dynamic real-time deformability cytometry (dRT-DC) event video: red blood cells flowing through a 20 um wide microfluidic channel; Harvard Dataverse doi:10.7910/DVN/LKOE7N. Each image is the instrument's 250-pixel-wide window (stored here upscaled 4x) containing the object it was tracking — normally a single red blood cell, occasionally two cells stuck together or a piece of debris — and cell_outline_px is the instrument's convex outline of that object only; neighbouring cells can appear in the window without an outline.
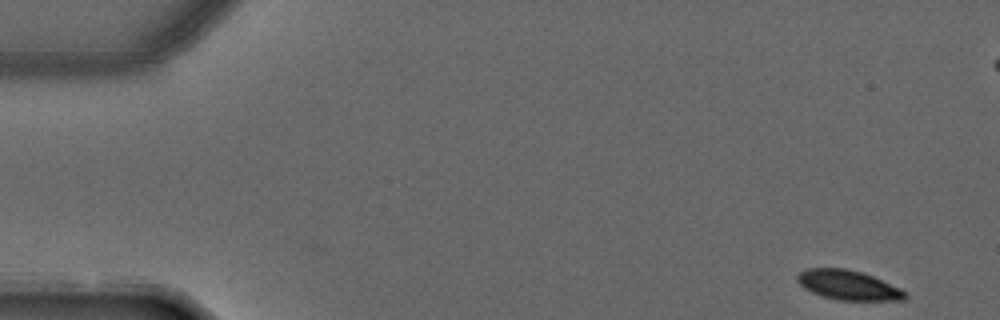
{"species": "common noctule bat (a hibernating species)", "species_latin": "Nyctalus noctula", "temperature_condition": "warm", "stored_images_in_passage": 5, "camera_frame_rate_fps": 3000, "um_per_image_px": 0.085, "animal": {"sex": "male", "forearm_length_mm": 52.5}, "frame": {"image": 1, "passage_image": 1, "time_ms": 0.0, "image_size_px": [1000, 320], "cell_outline_px": [[908, 296], [904, 300], [836, 300], [812, 292], [804, 288], [796, 280], [796, 276], [800, 272], [808, 268], [844, 268], [860, 272], [872, 276], [900, 288]], "centroid_in_image_um": [72.08, 24.23], "position_along_channel_um": 12.9, "area_um2": 18.38}}
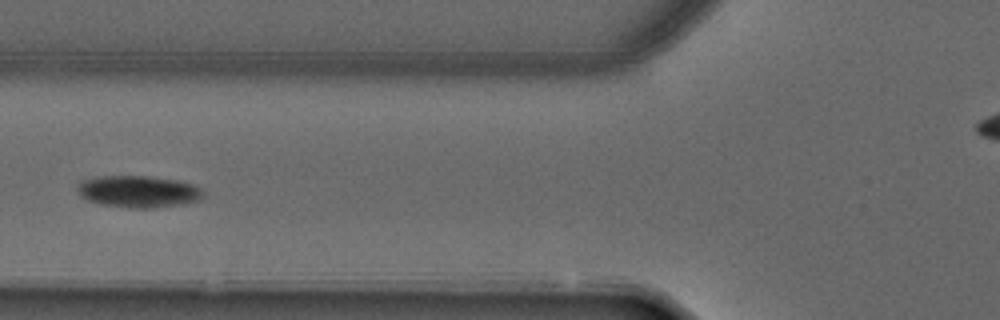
{"frame": {"image": 2, "passage_image": 5, "time_ms": 1.333, "image_size_px": [1000, 320], "cell_outline_px": [[204, 196], [200, 200], [184, 204], [152, 208], [128, 208], [100, 204], [88, 200], [80, 196], [76, 188], [76, 184], [84, 180], [96, 176], [148, 176], [176, 180], [192, 184], [200, 188], [204, 192]], "centroid_in_image_um": [11.75, 16.29], "position_along_channel_um": 114.1, "area_um2": 23.58}}